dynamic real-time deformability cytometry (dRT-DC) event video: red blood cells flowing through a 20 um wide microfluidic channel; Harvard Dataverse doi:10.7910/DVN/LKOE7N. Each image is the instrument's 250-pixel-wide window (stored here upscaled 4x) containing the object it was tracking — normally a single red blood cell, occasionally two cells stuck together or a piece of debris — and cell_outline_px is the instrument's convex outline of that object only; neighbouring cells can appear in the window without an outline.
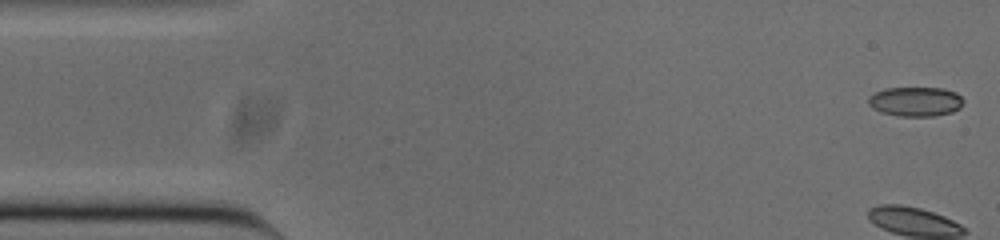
{"species": "common noctule bat (a hibernating species)", "species_latin": "Nyctalus noctula", "temperature_condition": "cold", "stored_images_in_passage": 52, "camera_frame_rate_fps": 3000, "um_per_image_px": 0.085, "animal": {"sex": "male", "body_mass_g": 20.0, "forearm_length_mm": 53.3}, "frame": {"image": 1, "passage_image": 1, "time_ms": 0.0, "image_size_px": [1000, 240], "cell_outline_px": [[964, 104], [960, 108], [952, 112], [932, 116], [896, 116], [880, 112], [872, 108], [868, 104], [868, 96], [884, 88], [944, 88], [956, 92], [964, 100]], "centroid_in_image_um": [77.82, 8.63], "position_along_channel_um": 7.2, "area_um2": 16.53}}